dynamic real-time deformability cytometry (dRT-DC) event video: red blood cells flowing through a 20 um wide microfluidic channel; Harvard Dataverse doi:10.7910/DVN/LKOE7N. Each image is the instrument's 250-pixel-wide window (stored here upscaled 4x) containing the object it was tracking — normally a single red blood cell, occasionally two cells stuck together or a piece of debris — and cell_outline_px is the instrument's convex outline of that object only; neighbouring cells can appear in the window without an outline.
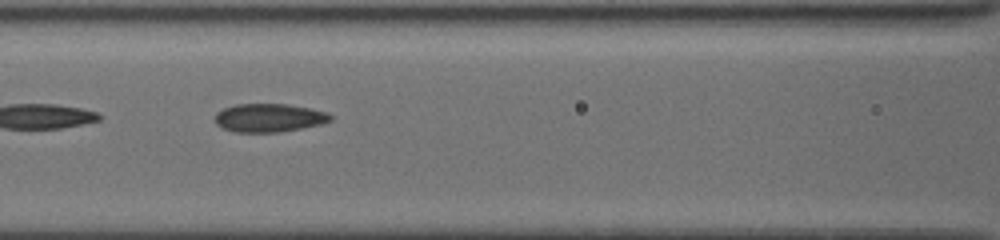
{"species": "common noctule bat (a hibernating species)", "species_latin": "Nyctalus noctula", "temperature_condition": "cold", "stored_images_in_passage": 14, "camera_frame_rate_fps": 3000, "um_per_image_px": 0.085, "animal": {"sex": "female", "body_mass_g": 19.5, "forearm_length_mm": 54.1}, "frame": {"image": 1, "passage_image": 12, "time_ms": 8.333, "image_size_px": [1000, 240], "cell_outline_px": [[332, 120], [320, 124], [280, 132], [236, 132], [224, 128], [216, 124], [216, 112], [224, 108], [236, 104], [288, 104], [312, 108], [328, 112], [332, 116]], "centroid_in_image_um": [22.9, 10.0], "position_along_channel_um": 143.7, "area_um2": 19.07}}